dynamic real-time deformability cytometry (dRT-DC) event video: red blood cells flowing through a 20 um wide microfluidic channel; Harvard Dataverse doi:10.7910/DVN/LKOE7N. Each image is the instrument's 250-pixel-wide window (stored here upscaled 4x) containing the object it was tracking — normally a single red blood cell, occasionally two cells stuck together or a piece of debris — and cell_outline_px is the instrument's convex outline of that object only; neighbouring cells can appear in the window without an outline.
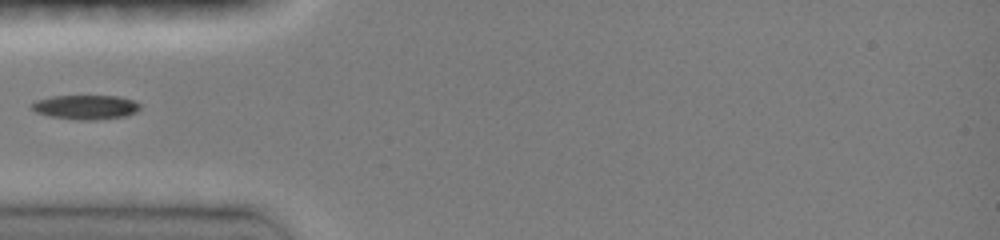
{"species": "common noctule bat (a hibernating species)", "species_latin": "Nyctalus noctula", "temperature_condition": "room temperature", "stored_images_in_passage": 10, "camera_frame_rate_fps": 3000, "um_per_image_px": 0.085, "animal": {"sex": "female", "body_mass_g": 19.0, "forearm_length_mm": 51.5}, "frame": {"image": 1, "passage_image": 1, "time_ms": 0.0, "image_size_px": [1000, 240], "cell_outline_px": [[140, 108], [136, 112], [124, 116], [92, 120], [80, 120], [48, 116], [36, 112], [28, 108], [28, 104], [36, 100], [52, 96], [120, 96], [132, 100], [140, 104]], "centroid_in_image_um": [7.21, 9.1], "position_along_channel_um": 77.8, "area_um2": 15.49}}
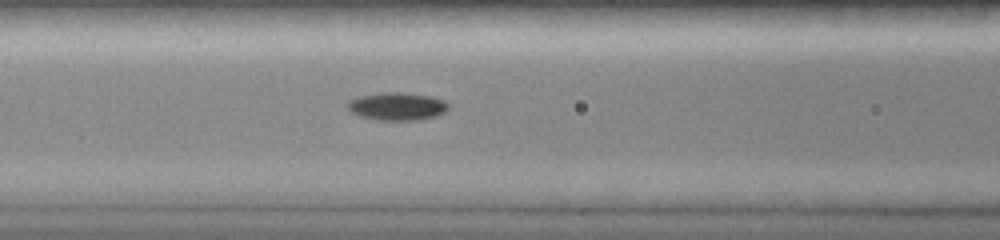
{"frame": {"image": 2, "passage_image": 4, "time_ms": 1.333, "image_size_px": [1000, 240], "cell_outline_px": [[448, 108], [444, 112], [436, 116], [420, 120], [376, 120], [360, 116], [352, 112], [348, 108], [348, 100], [360, 96], [384, 92], [396, 92], [432, 96], [444, 100], [448, 104]], "centroid_in_image_um": [33.76, 9.04], "position_along_channel_um": 132.8, "area_um2": 16.3}}
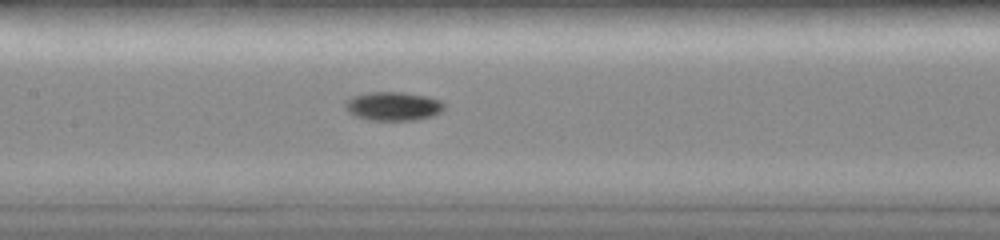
{"frame": {"image": 3, "passage_image": 6, "time_ms": 2.333, "image_size_px": [1000, 240], "cell_outline_px": [[448, 104], [440, 112], [432, 116], [412, 120], [368, 120], [356, 116], [348, 112], [344, 108], [344, 104], [352, 96], [368, 92], [400, 92], [424, 96], [440, 100]], "centroid_in_image_um": [33.41, 9.03], "position_along_channel_um": 174.0, "area_um2": 16.59}}